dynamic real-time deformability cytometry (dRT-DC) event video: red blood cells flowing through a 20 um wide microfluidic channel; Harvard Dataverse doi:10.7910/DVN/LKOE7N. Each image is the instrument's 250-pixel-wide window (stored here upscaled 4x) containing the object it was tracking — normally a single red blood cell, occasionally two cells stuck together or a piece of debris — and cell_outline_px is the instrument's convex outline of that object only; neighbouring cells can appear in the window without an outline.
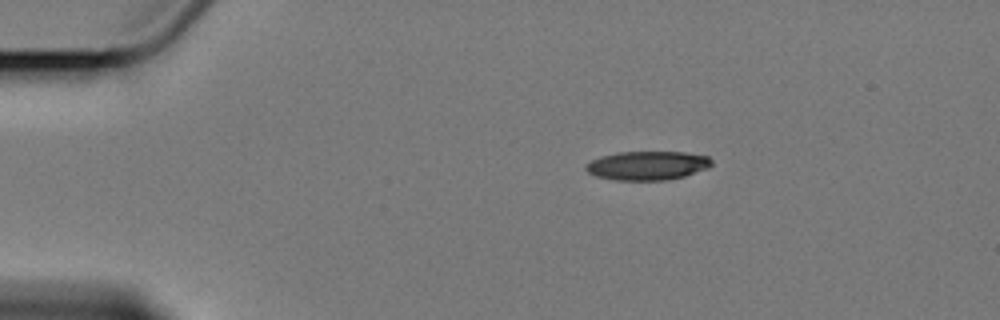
{"species": "Egyptian fruit bat (a non-hibernating species)", "species_latin": "Rousettus aegyptiacus", "temperature_condition": "cold", "stored_images_in_passage": 4, "camera_frame_rate_fps": 3000, "um_per_image_px": 0.085, "animal": {"sex": "female"}, "frame": {"image": 1, "passage_image": 1, "time_ms": 0.0, "image_size_px": [1000, 320], "cell_outline_px": [[712, 164], [708, 168], [684, 176], [664, 180], [616, 180], [596, 176], [588, 172], [584, 168], [584, 164], [600, 156], [616, 152], [684, 152], [708, 156], [712, 160]], "centroid_in_image_um": [55.01, 14.06], "position_along_channel_um": 30.0, "area_um2": 21.21}}
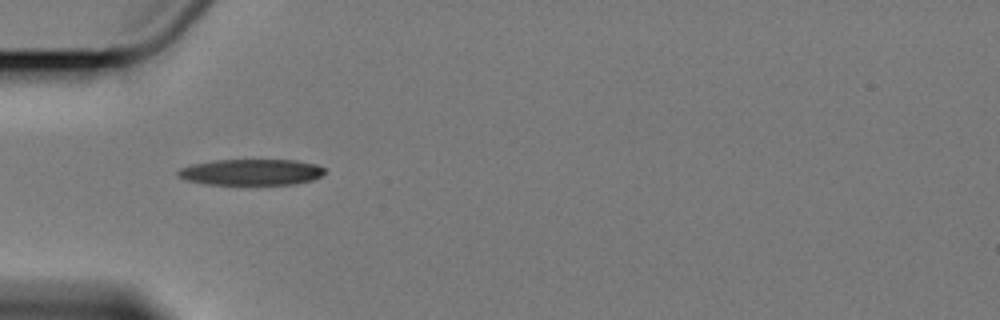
{"frame": {"image": 2, "passage_image": 3, "time_ms": 2.667, "image_size_px": [1000, 320], "cell_outline_px": [[324, 172], [320, 176], [312, 180], [296, 184], [204, 184], [188, 180], [180, 176], [176, 172], [180, 168], [192, 164], [212, 160], [296, 160], [316, 164], [324, 168]], "centroid_in_image_um": [21.36, 14.62], "position_along_channel_um": 63.6, "area_um2": 22.2}}
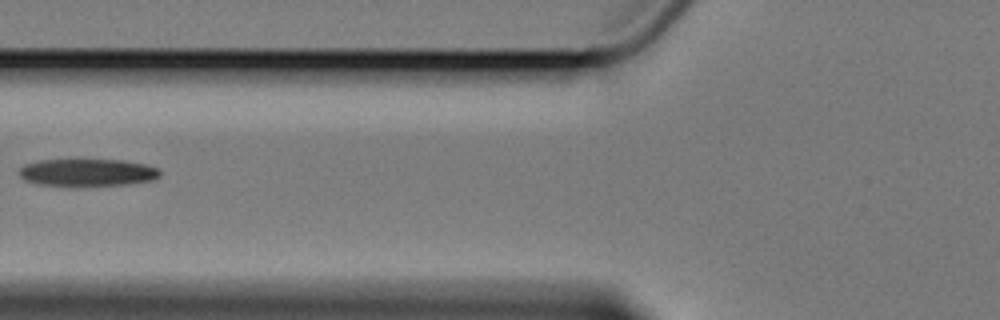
{"frame": {"image": 3, "passage_image": 4, "time_ms": 4.333, "image_size_px": [1000, 320], "cell_outline_px": [[160, 176], [152, 180], [124, 184], [40, 184], [24, 180], [16, 172], [24, 164], [40, 160], [76, 156], [120, 160], [144, 164], [156, 168], [160, 172]], "centroid_in_image_um": [7.35, 14.57], "position_along_channel_um": 118.5, "area_um2": 22.83}}